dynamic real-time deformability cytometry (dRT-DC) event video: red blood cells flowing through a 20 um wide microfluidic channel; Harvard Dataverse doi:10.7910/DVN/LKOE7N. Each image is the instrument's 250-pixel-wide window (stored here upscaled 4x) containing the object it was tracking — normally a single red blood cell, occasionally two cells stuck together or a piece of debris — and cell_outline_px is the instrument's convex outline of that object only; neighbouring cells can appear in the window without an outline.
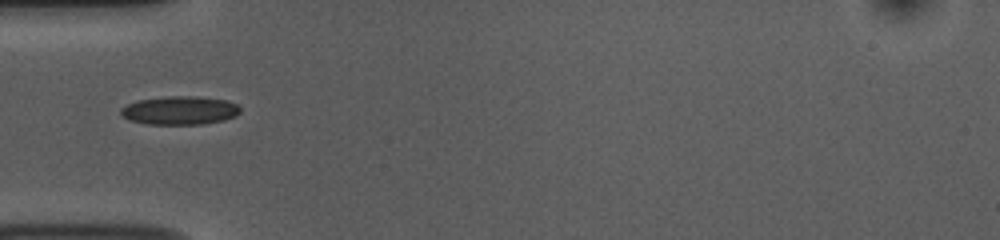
{"species": "common noctule bat (a hibernating species)", "species_latin": "Nyctalus noctula", "temperature_condition": "room temperature", "stored_images_in_passage": 37, "camera_frame_rate_fps": 3000, "um_per_image_px": 0.085, "animal": {"sex": "female", "body_mass_g": 10.0, "forearm_length_mm": 53.1}, "frame": {"image": 1, "passage_image": 1, "time_ms": 0.0, "image_size_px": [1000, 240], "cell_outline_px": [[240, 112], [236, 116], [224, 120], [200, 124], [148, 124], [128, 120], [120, 112], [120, 108], [136, 100], [172, 96], [196, 96], [228, 100], [236, 104], [240, 108]], "centroid_in_image_um": [15.29, 9.38], "position_along_channel_um": 69.7, "area_um2": 19.83}}
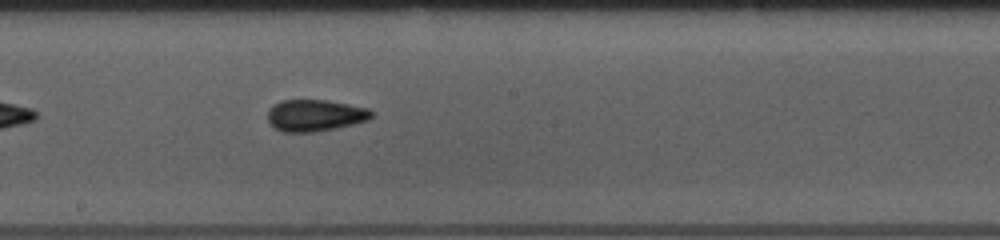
{"frame": {"image": 2, "passage_image": 13, "time_ms": 4.0, "image_size_px": [1000, 240], "cell_outline_px": [[372, 116], [368, 120], [336, 128], [312, 132], [284, 132], [272, 128], [268, 120], [268, 108], [272, 104], [280, 100], [324, 100], [348, 104], [368, 108], [372, 112]], "centroid_in_image_um": [26.72, 9.81], "position_along_channel_um": 221.5, "area_um2": 19.25}}
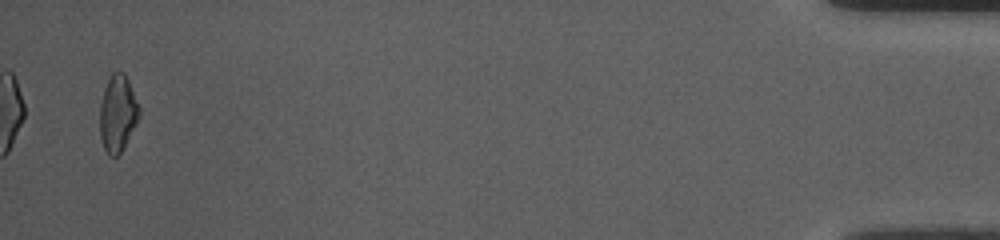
{"frame": {"image": 3, "passage_image": 36, "time_ms": 11.667, "image_size_px": [1000, 240], "cell_outline_px": [[140, 116], [136, 124], [120, 152], [116, 156], [108, 156], [104, 148], [100, 136], [100, 104], [104, 88], [112, 72], [124, 72], [128, 80], [140, 108]], "centroid_in_image_um": [10.0, 9.63], "position_along_channel_um": 425.2, "area_um2": 17.4}, "authors_computed_cell_mechanics": {"area_um2": 18.0914, "velocity_mm_per_s": 3.7723, "shape_relaxation_time_tau1_ms": 4.2125, "shape_relaxation_time_tau2_ms": 1.3739, "deformation_change_tau1": 0.143, "deformation_change_tau2": 0.0904}}